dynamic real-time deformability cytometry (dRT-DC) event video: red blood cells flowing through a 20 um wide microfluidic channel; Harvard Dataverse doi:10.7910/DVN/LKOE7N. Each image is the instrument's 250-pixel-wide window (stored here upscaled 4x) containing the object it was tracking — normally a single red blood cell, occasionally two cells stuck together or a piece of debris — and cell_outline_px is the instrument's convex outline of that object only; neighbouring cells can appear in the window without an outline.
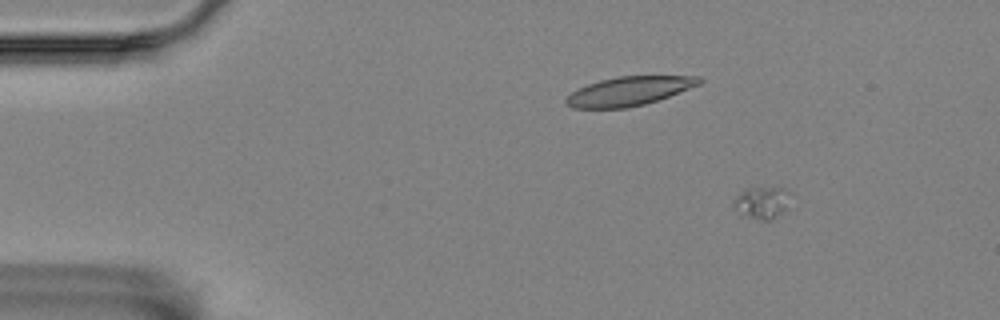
{"species": "Egyptian fruit bat (a non-hibernating species)", "species_latin": "Rousettus aegyptiacus", "temperature_condition": "room temperature", "stored_images_in_passage": 51, "camera_frame_rate_fps": 3000, "um_per_image_px": 0.085, "animal": {"sex": "female"}, "frame": {"image": 1, "passage_image": 1, "time_ms": 0.0, "image_size_px": [1000, 320], "cell_outline_px": [[792, 192], [788, 208], [768, 220], [764, 220], [748, 216], [740, 212], [732, 204], [732, 200], [744, 188], [784, 188]], "centroid_in_image_um": [64.8, 17.18], "position_along_channel_um": 20.2, "area_um2": 10.52}}